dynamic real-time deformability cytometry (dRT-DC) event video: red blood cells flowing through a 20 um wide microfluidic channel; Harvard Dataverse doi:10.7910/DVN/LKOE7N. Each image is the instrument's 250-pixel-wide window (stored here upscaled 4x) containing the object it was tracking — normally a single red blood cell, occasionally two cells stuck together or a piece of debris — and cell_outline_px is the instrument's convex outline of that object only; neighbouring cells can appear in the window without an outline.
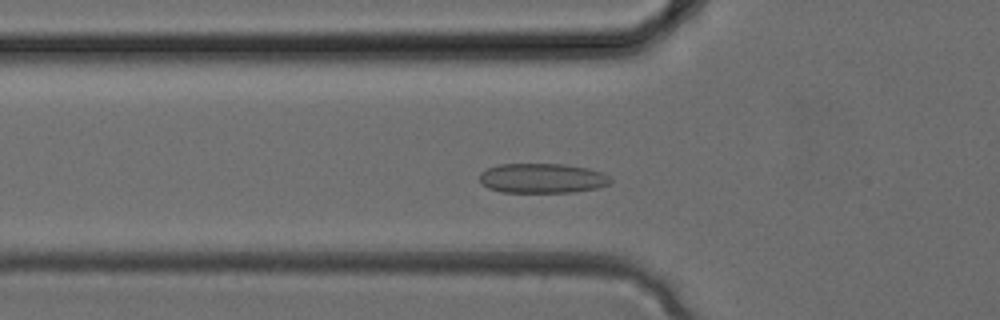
{"species": "common noctule bat (a hibernating species)", "species_latin": "Nyctalus noctula", "temperature_condition": "cold", "stored_images_in_passage": 33, "camera_frame_rate_fps": 3000, "um_per_image_px": 0.085, "animal": {"sex": "female", "body_mass_g": 24.6, "forearm_length_mm": 56.2}, "frame": {"image": 1, "passage_image": 10, "time_ms": 3.0, "image_size_px": [1000, 320], "cell_outline_px": [[612, 180], [608, 184], [600, 188], [572, 192], [500, 192], [488, 188], [480, 180], [480, 172], [488, 168], [500, 164], [564, 164], [588, 168], [604, 172]], "centroid_in_image_um": [46.12, 15.15], "position_along_channel_um": 79.7, "area_um2": 22.77}}
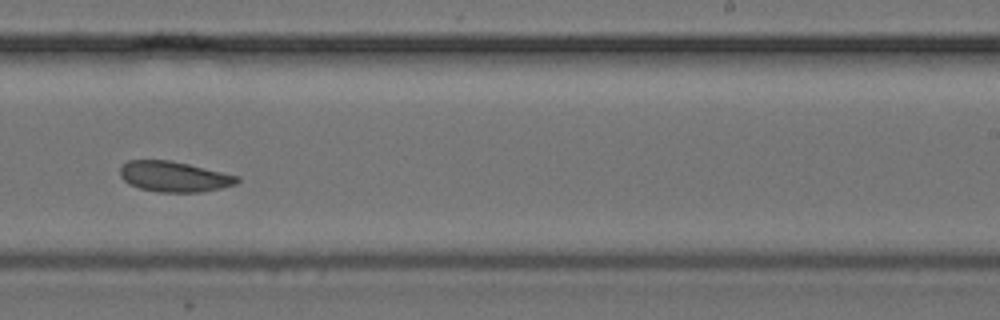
{"frame": {"image": 2, "passage_image": 20, "time_ms": 6.333, "image_size_px": [1000, 320], "cell_outline_px": [[240, 180], [236, 184], [204, 192], [156, 192], [140, 188], [128, 184], [120, 176], [120, 168], [128, 160], [168, 160], [188, 164], [240, 176]], "centroid_in_image_um": [14.8, 15.02], "position_along_channel_um": 274.2, "area_um2": 20.81}}
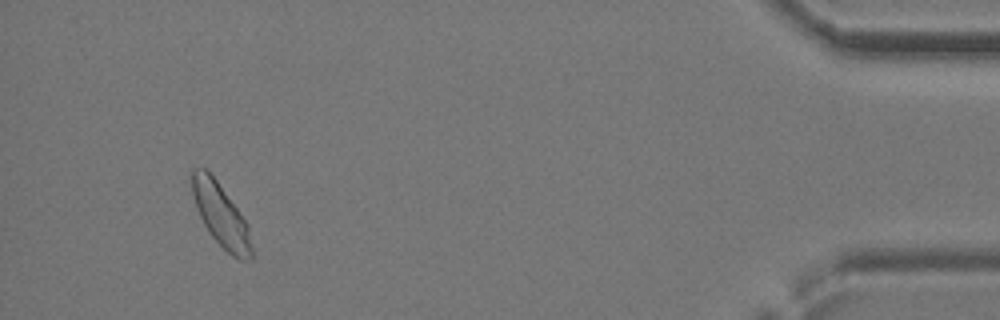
{"frame": {"image": 3, "passage_image": 31, "time_ms": 10.0, "image_size_px": [1000, 320], "cell_outline_px": [[252, 260], [240, 260], [232, 256], [208, 232], [196, 208], [192, 192], [192, 168], [204, 168], [216, 180], [236, 208], [244, 220], [248, 228], [252, 248]], "centroid_in_image_um": [18.76, 18.31], "position_along_channel_um": 416.4, "area_um2": 21.21}}